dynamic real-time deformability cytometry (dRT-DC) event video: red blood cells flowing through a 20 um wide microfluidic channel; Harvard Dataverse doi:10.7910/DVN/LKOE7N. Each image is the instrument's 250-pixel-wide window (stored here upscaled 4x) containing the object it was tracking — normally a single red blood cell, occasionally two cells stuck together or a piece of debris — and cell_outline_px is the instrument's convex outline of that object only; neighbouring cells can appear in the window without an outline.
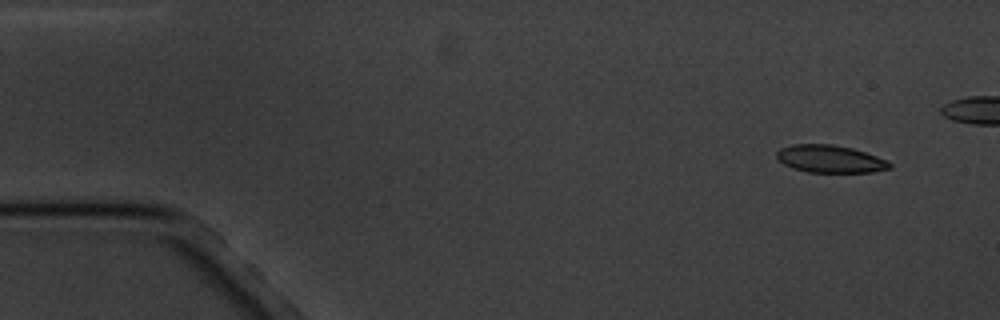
{"species": "common noctule bat (a hibernating species)", "species_latin": "Nyctalus noctula", "temperature_condition": "cold", "stored_images_in_passage": 6, "camera_frame_rate_fps": 3000, "um_per_image_px": 0.085, "animal": {"sex": "male", "body_mass_g": 20.1, "forearm_length_mm": 53.5}, "frame": {"image": 1, "passage_image": 1, "time_ms": 0.0, "image_size_px": [1000, 320], "cell_outline_px": [[892, 168], [872, 172], [808, 172], [792, 168], [784, 164], [776, 156], [776, 152], [780, 148], [792, 144], [832, 144], [852, 148], [888, 160], [892, 164]], "centroid_in_image_um": [70.56, 13.51], "position_along_channel_um": 14.4, "area_um2": 18.15}}
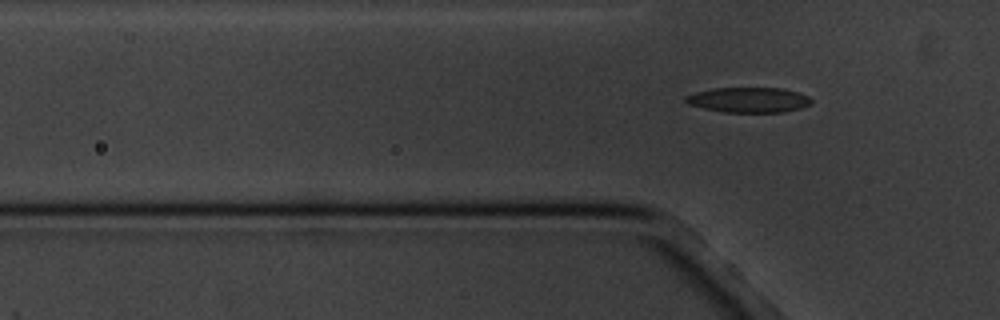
{"frame": {"image": 2, "passage_image": 6, "time_ms": 6.667, "image_size_px": [1000, 320], "cell_outline_px": [[812, 104], [800, 108], [784, 112], [724, 112], [704, 108], [688, 104], [684, 100], [684, 96], [696, 92], [712, 88], [780, 88], [800, 92], [808, 96], [812, 100]], "centroid_in_image_um": [63.65, 8.49], "position_along_channel_um": 62.2, "area_um2": 18.5}}